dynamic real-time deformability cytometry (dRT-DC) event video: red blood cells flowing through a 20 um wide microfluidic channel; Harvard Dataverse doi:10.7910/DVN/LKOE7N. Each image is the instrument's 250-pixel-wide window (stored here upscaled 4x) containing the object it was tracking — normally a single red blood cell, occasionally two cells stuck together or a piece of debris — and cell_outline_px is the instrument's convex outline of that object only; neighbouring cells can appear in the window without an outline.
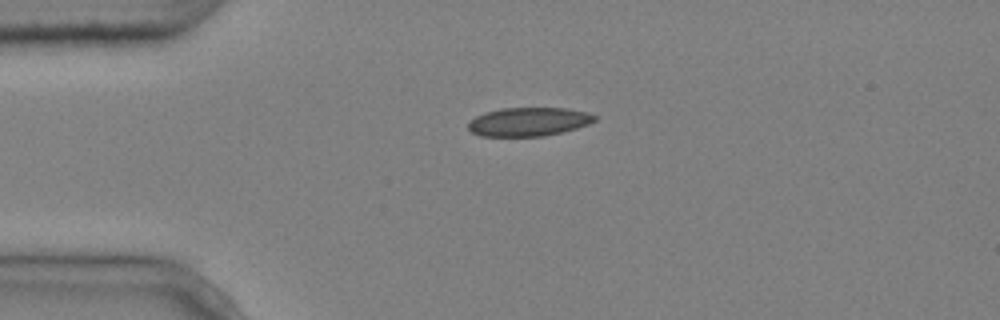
{"species": "common noctule bat (a hibernating species)", "species_latin": "Nyctalus noctula", "temperature_condition": "cold", "stored_images_in_passage": 2, "camera_frame_rate_fps": 3000, "um_per_image_px": 0.085, "animal": {"sex": "male", "body_mass_g": 20.4}, "frame": {"image": 1, "passage_image": 1, "time_ms": 0.0, "image_size_px": [1000, 320], "cell_outline_px": [[596, 120], [588, 124], [576, 128], [544, 136], [480, 136], [472, 132], [468, 128], [468, 124], [476, 116], [484, 112], [504, 108], [568, 108], [588, 112], [596, 116]], "centroid_in_image_um": [44.94, 10.34], "position_along_channel_um": 40.1, "area_um2": 21.04}}